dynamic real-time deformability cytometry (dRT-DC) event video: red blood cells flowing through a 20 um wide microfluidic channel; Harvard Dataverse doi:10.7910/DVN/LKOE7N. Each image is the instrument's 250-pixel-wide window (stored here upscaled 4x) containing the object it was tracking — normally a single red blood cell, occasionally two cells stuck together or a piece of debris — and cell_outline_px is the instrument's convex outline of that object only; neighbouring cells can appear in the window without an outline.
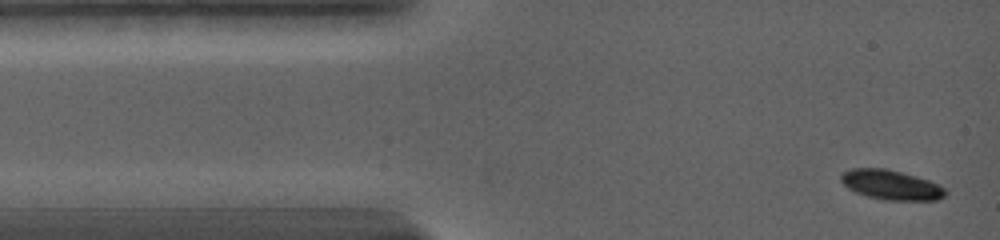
{"species": "common noctule bat (a hibernating species)", "species_latin": "Nyctalus noctula", "temperature_condition": "warm", "stored_images_in_passage": 7, "camera_frame_rate_fps": 5000, "um_per_image_px": 0.085, "animal": {"sex": "female", "body_mass_g": 19.0, "forearm_length_mm": 56.7}, "frame": {"image": 1, "passage_image": 1, "time_ms": 0.0, "image_size_px": [1000, 240], "cell_outline_px": [[948, 192], [944, 196], [936, 200], [884, 200], [868, 196], [856, 192], [848, 188], [840, 180], [840, 172], [848, 168], [884, 168], [916, 176], [928, 180], [944, 188]], "centroid_in_image_um": [75.69, 15.7], "position_along_channel_um": 9.3, "area_um2": 18.03}}
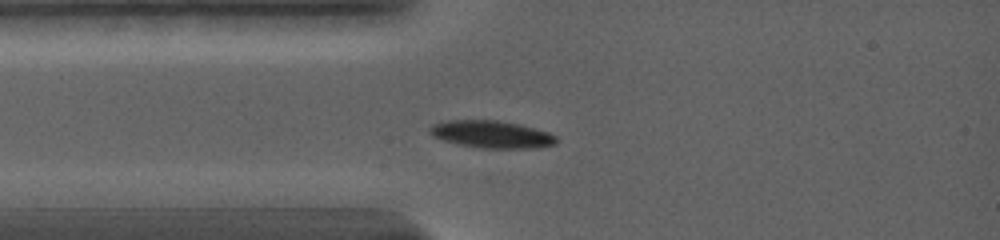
{"frame": {"image": 2, "passage_image": 4, "time_ms": 2.6, "image_size_px": [1000, 240], "cell_outline_px": [[556, 144], [536, 148], [476, 148], [456, 144], [432, 136], [428, 128], [432, 124], [448, 120], [496, 120], [520, 124], [548, 132], [556, 136]], "centroid_in_image_um": [41.76, 11.42], "position_along_channel_um": 43.2, "area_um2": 20.29}}
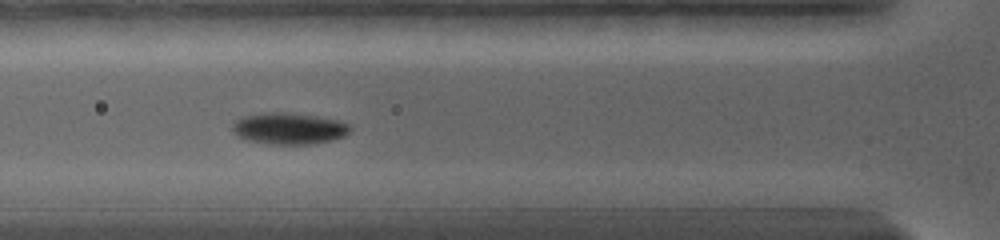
{"frame": {"image": 3, "passage_image": 6, "time_ms": 4.2, "image_size_px": [1000, 240], "cell_outline_px": [[352, 128], [344, 136], [332, 140], [312, 144], [268, 144], [248, 140], [232, 132], [232, 124], [240, 116], [260, 112], [284, 112], [316, 116], [336, 120], [348, 124]], "centroid_in_image_um": [24.52, 10.91], "position_along_channel_um": 101.3, "area_um2": 21.68}}